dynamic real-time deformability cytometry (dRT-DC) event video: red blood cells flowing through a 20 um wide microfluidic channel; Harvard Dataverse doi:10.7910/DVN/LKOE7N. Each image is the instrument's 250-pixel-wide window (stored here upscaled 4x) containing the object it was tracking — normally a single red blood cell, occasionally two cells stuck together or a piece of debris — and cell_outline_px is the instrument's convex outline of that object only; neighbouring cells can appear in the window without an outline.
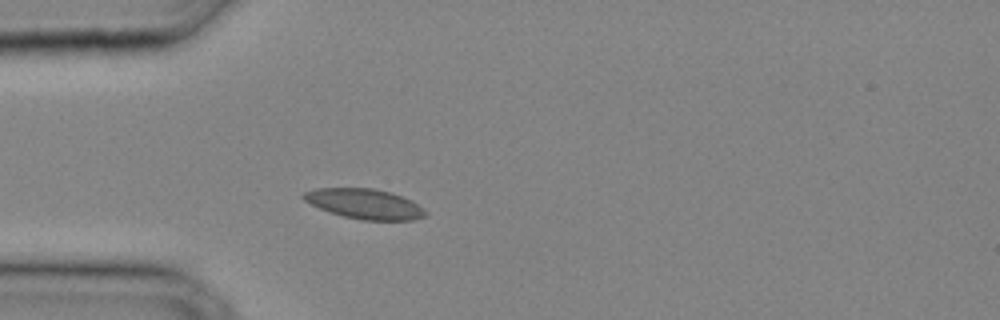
{"species": "common noctule bat (a hibernating species)", "species_latin": "Nyctalus noctula", "temperature_condition": "cold", "stored_images_in_passage": 27, "camera_frame_rate_fps": 3000, "um_per_image_px": 0.085, "animal": {"sex": "male", "body_mass_g": 20.4}, "frame": {"image": 1, "passage_image": 4, "time_ms": 1.0, "image_size_px": [1000, 320], "cell_outline_px": [[428, 212], [424, 216], [412, 220], [360, 220], [328, 212], [304, 200], [300, 196], [304, 192], [316, 188], [372, 188], [388, 192], [412, 200], [424, 208]], "centroid_in_image_um": [30.99, 17.33], "position_along_channel_um": 54.0, "area_um2": 21.27}}
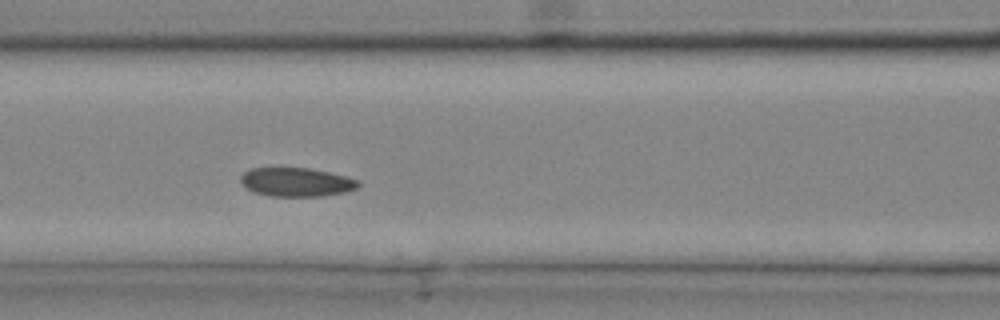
{"frame": {"image": 2, "passage_image": 9, "time_ms": 2.667, "image_size_px": [1000, 320], "cell_outline_px": [[360, 184], [356, 188], [344, 192], [320, 196], [268, 196], [256, 192], [248, 188], [240, 180], [240, 176], [248, 168], [312, 168], [348, 176], [360, 180]], "centroid_in_image_um": [25.22, 15.46], "position_along_channel_um": 141.4, "area_um2": 19.77}}
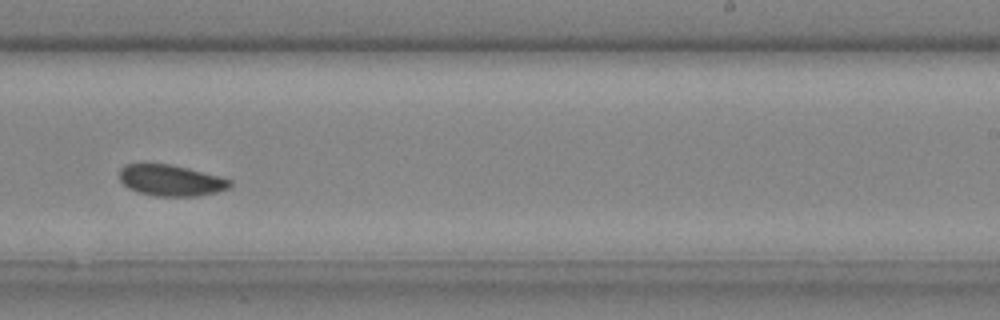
{"frame": {"image": 3, "passage_image": 16, "time_ms": 5.0, "image_size_px": [1000, 320], "cell_outline_px": [[232, 184], [228, 188], [216, 192], [196, 196], [156, 196], [136, 192], [128, 188], [120, 180], [120, 168], [124, 164], [168, 164], [188, 168], [220, 176], [232, 180]], "centroid_in_image_um": [14.52, 15.33], "position_along_channel_um": 274.5, "area_um2": 20.06}}